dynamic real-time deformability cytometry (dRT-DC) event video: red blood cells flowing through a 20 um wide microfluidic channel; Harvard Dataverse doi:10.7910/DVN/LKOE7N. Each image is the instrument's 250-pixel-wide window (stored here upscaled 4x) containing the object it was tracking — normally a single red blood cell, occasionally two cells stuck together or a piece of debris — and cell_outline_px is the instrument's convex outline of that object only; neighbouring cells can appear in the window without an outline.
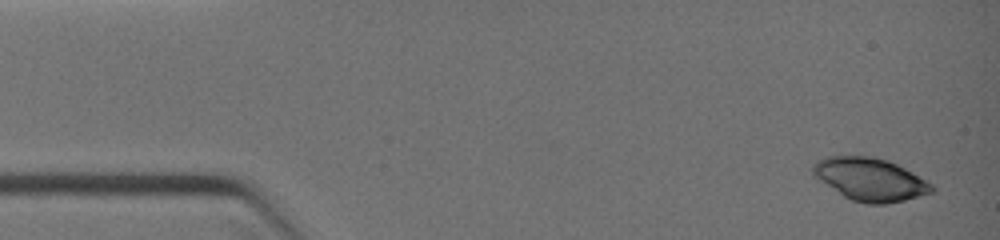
{"species": "common noctule bat (a hibernating species)", "species_latin": "Nyctalus noctula", "temperature_condition": "warm", "stored_images_in_passage": 42, "camera_frame_rate_fps": 3000, "um_per_image_px": 0.085, "animal": {"sex": "female", "body_mass_g": 19.0, "forearm_length_mm": 51.5}, "frame": {"image": 1, "passage_image": 1, "time_ms": 0.0, "image_size_px": [1000, 240], "cell_outline_px": [[936, 192], [888, 204], [868, 204], [852, 200], [844, 196], [812, 176], [812, 164], [828, 156], [872, 156], [888, 160], [912, 172], [932, 184], [936, 188]], "centroid_in_image_um": [73.97, 15.25], "position_along_channel_um": 11.0, "area_um2": 29.71}}
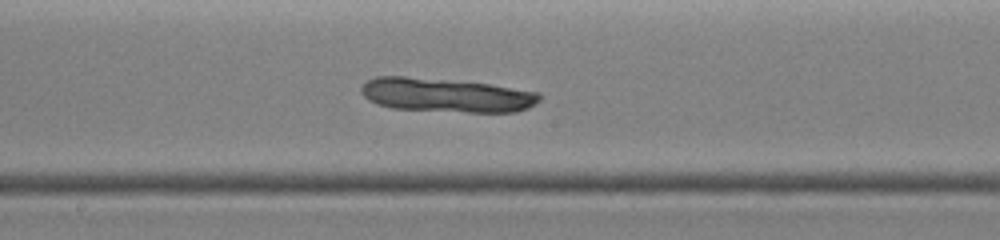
{"frame": {"image": 2, "passage_image": 20, "time_ms": 6.0, "image_size_px": [1000, 240], "cell_outline_px": [[540, 100], [536, 104], [528, 108], [516, 112], [468, 112], [392, 108], [376, 104], [368, 100], [360, 92], [360, 88], [368, 80], [376, 76], [404, 76], [448, 80], [488, 84], [540, 92]], "centroid_in_image_um": [37.92, 8.09], "position_along_channel_um": 210.3, "area_um2": 35.26}}
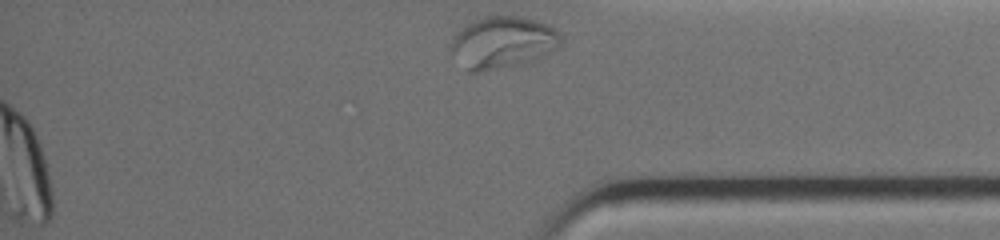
{"frame": {"image": 3, "passage_image": 42, "time_ms": 12.0, "image_size_px": [1000, 240], "cell_outline_px": [[560, 48], [552, 52], [524, 64], [480, 72], [468, 72], [448, 48], [452, 36], [460, 28], [472, 20], [484, 16], [520, 16], [536, 20], [548, 24], [560, 32]], "centroid_in_image_um": [42.71, 3.6], "position_along_channel_um": 392.5, "area_um2": 33.87}}